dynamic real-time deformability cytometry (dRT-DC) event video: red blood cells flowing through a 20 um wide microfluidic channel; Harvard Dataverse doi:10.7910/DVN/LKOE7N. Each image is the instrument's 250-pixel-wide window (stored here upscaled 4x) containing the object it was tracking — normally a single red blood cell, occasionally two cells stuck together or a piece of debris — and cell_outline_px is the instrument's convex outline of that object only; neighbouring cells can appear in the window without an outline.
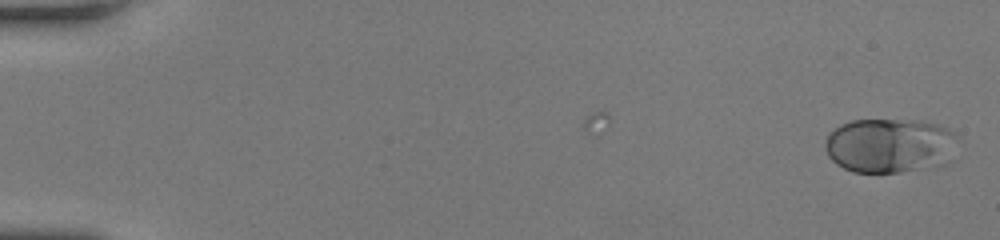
{"species": "human", "species_latin": "Homo sapiens", "temperature_condition": "room temperature", "stored_images_in_passage": 53, "camera_frame_rate_fps": 3000, "um_per_image_px": 0.085, "donor": {"sex": "female"}, "frame": {"image": 1, "passage_image": 1, "time_ms": 0.0, "image_size_px": [1000, 240], "cell_outline_px": [[960, 140], [916, 168], [900, 172], [852, 172], [836, 164], [828, 156], [824, 148], [824, 144], [828, 136], [840, 124], [852, 120], [924, 120], [940, 124], [956, 132]], "centroid_in_image_um": [75.41, 12.28], "position_along_channel_um": 9.6, "area_um2": 40.17}}
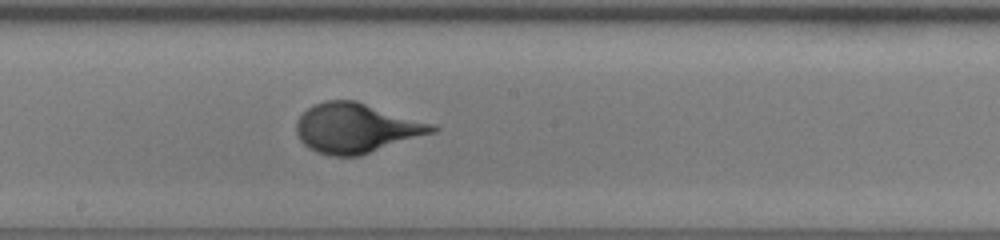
{"frame": {"image": 2, "passage_image": 30, "time_ms": 9.667, "image_size_px": [1000, 240], "cell_outline_px": [[440, 128], [436, 132], [360, 156], [332, 156], [308, 148], [300, 140], [296, 132], [296, 120], [308, 108], [324, 100], [356, 100], [436, 124]], "centroid_in_image_um": [30.32, 10.88], "position_along_channel_um": 217.9, "area_um2": 39.59}}
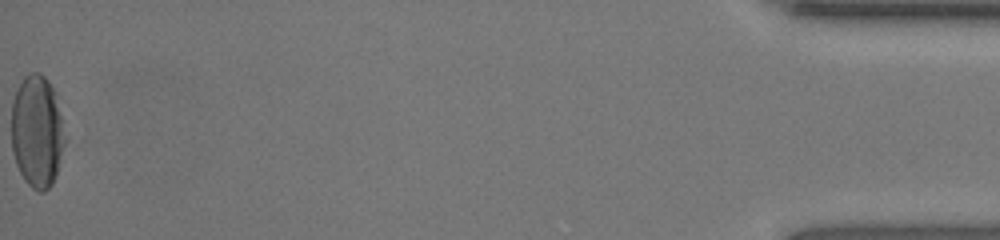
{"frame": {"image": 3, "passage_image": 53, "time_ms": 17.333, "image_size_px": [1000, 240], "cell_outline_px": [[68, 140], [56, 176], [52, 184], [44, 192], [40, 192], [32, 188], [24, 180], [16, 164], [12, 152], [12, 100], [24, 76], [32, 72], [40, 72], [48, 80], [56, 92], [64, 120], [68, 136]], "centroid_in_image_um": [3.21, 11.18], "position_along_channel_um": 432.0, "area_um2": 36.18}}